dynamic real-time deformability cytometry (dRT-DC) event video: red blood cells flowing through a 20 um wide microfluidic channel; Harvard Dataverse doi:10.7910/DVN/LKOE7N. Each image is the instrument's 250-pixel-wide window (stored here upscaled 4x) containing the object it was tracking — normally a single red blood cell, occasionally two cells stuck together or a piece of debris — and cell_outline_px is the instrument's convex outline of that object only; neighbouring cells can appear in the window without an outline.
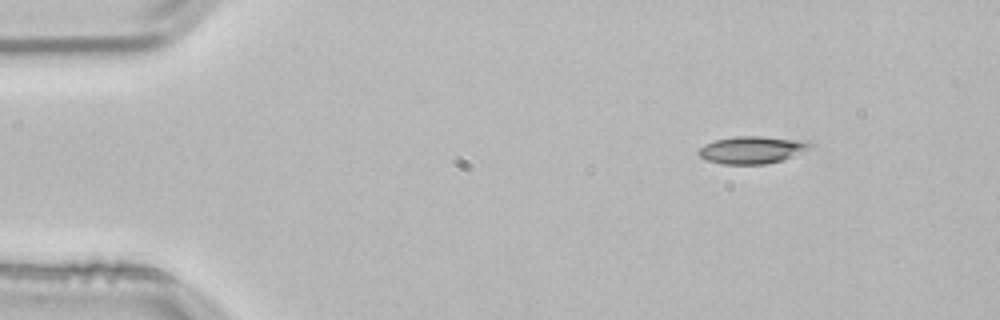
{"species": "common noctule bat (a hibernating species)", "species_latin": "Nyctalus noctula", "temperature_condition": "room temperature", "stored_images_in_passage": 47, "camera_frame_rate_fps": 3000, "um_per_image_px": 0.085, "animal": {"sex": "male", "body_mass_g": 21.5, "forearm_length_mm": 52.0}, "frame": {"image": 1, "passage_image": 1, "time_ms": 0.0, "image_size_px": [1000, 320], "cell_outline_px": [[812, 144], [808, 148], [792, 156], [780, 160], [764, 164], [724, 164], [708, 160], [700, 156], [696, 152], [704, 144], [716, 140], [736, 136], [760, 136], [792, 140]], "centroid_in_image_um": [63.8, 12.74], "position_along_channel_um": 21.2, "area_um2": 17.11}}
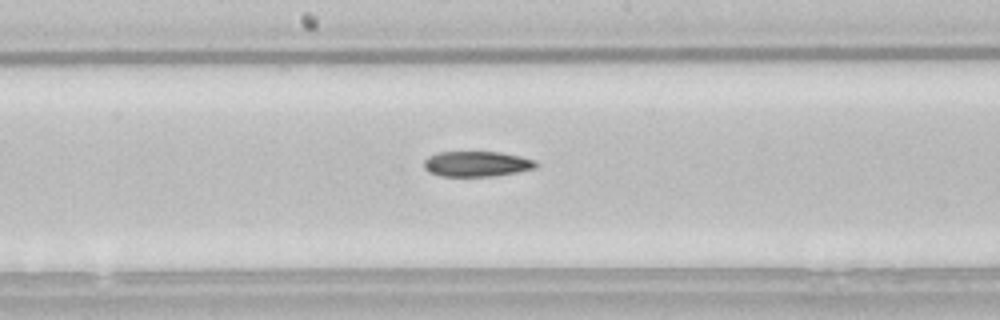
{"frame": {"image": 2, "passage_image": 22, "time_ms": 7.0, "image_size_px": [1000, 320], "cell_outline_px": [[540, 164], [536, 168], [516, 172], [492, 176], [440, 176], [428, 172], [424, 168], [424, 160], [428, 156], [440, 152], [500, 152], [520, 156], [536, 160]], "centroid_in_image_um": [40.53, 13.93], "position_along_channel_um": 207.7, "area_um2": 16.65}}
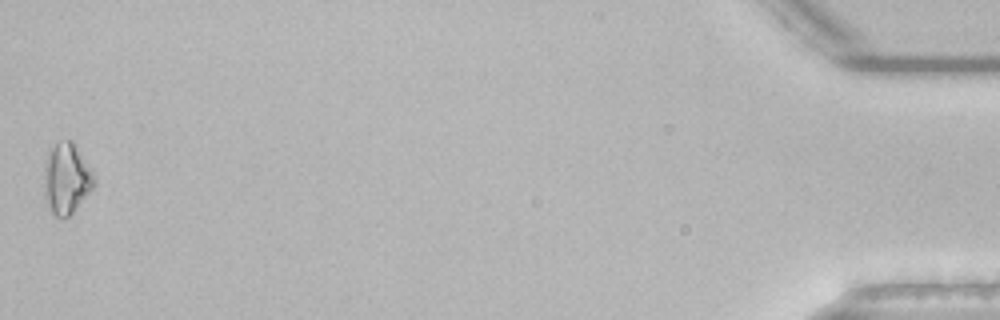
{"frame": {"image": 3, "passage_image": 47, "time_ms": 15.333, "image_size_px": [1000, 320], "cell_outline_px": [[96, 184], [72, 212], [68, 216], [56, 216], [52, 212], [48, 204], [44, 192], [48, 148], [60, 140], [72, 140], [96, 176]], "centroid_in_image_um": [5.68, 15.13], "position_along_channel_um": 429.5, "area_um2": 20.23}}